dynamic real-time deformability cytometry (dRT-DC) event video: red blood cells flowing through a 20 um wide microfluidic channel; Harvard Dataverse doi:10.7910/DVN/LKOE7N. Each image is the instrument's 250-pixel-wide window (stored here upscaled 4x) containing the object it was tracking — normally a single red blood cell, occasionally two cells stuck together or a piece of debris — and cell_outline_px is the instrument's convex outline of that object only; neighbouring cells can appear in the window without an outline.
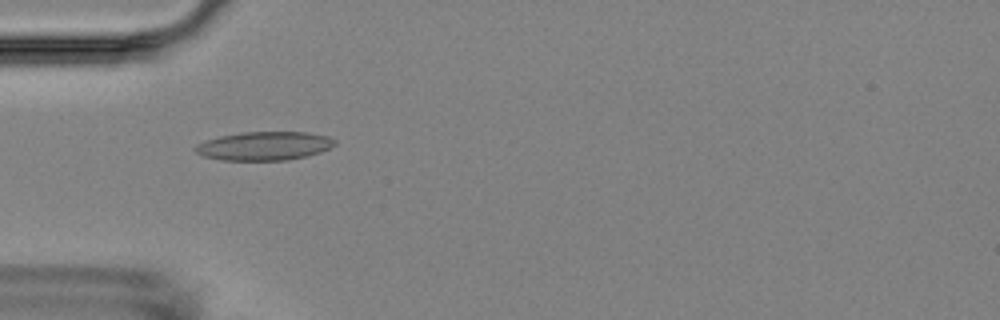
{"species": "Egyptian fruit bat (a non-hibernating species)", "species_latin": "Rousettus aegyptiacus", "temperature_condition": "room temperature", "stored_images_in_passage": 5, "camera_frame_rate_fps": 3000, "um_per_image_px": 0.085, "animal": {"sex": "female"}, "frame": {"image": 1, "passage_image": 3, "time_ms": 2.0, "image_size_px": [1000, 320], "cell_outline_px": [[336, 144], [320, 152], [288, 160], [220, 160], [204, 156], [196, 152], [192, 148], [196, 144], [220, 136], [240, 132], [308, 132], [328, 136], [336, 140]], "centroid_in_image_um": [22.45, 12.4], "position_along_channel_um": 62.6, "area_um2": 23.24}}